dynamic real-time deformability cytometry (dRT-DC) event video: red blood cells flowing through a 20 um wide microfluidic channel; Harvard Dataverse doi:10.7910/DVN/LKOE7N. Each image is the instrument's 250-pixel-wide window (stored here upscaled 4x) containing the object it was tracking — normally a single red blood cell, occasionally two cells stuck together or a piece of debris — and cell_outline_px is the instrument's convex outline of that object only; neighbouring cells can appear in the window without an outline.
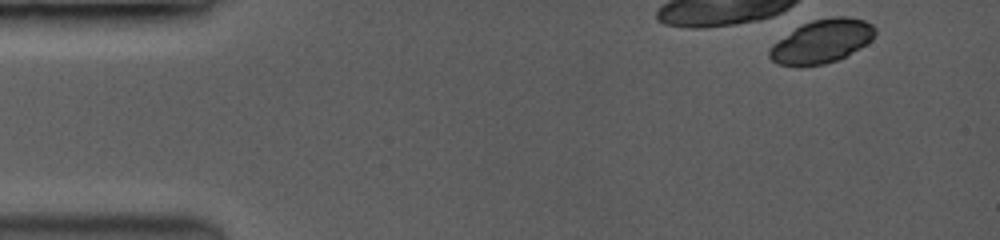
{"species": "common noctule bat (a hibernating species)", "species_latin": "Nyctalus noctula", "temperature_condition": "room temperature", "stored_images_in_passage": 4, "camera_frame_rate_fps": 3500, "um_per_image_px": 0.085, "animal": {"sex": "female", "body_mass_g": 19.0, "forearm_length_mm": 53.3}, "frame": {"image": 1, "passage_image": 1, "time_ms": 0.0, "image_size_px": [1000, 240], "cell_outline_px": [[876, 32], [864, 44], [844, 56], [836, 60], [820, 64], [780, 64], [772, 60], [768, 56], [768, 52], [772, 44], [796, 28], [812, 20], [840, 16], [844, 16], [864, 20], [872, 24]], "centroid_in_image_um": [69.83, 3.48], "position_along_channel_um": 15.2, "area_um2": 25.61}}